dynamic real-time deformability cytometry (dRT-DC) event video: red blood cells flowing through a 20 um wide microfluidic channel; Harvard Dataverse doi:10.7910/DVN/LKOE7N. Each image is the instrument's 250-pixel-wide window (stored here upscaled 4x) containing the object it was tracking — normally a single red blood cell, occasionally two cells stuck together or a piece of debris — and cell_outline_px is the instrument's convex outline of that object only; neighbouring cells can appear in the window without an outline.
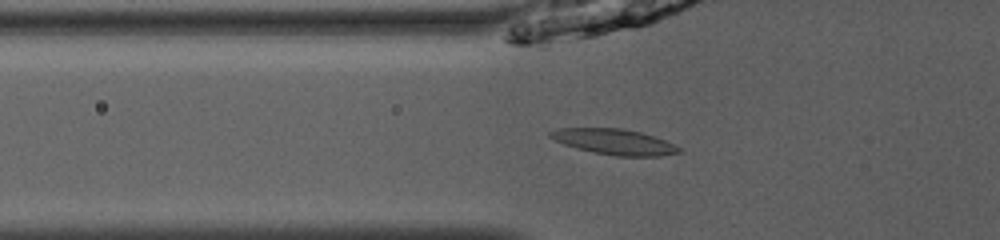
{"species": "common noctule bat (a hibernating species)", "species_latin": "Nyctalus noctula", "temperature_condition": "room temperature", "stored_images_in_passage": 44, "camera_frame_rate_fps": 3000, "um_per_image_px": 0.085, "animal": {"sex": "male", "body_mass_g": 13.0, "forearm_length_mm": 53.1}, "frame": {"image": 1, "passage_image": 12, "time_ms": 3.667, "image_size_px": [1000, 240], "cell_outline_px": [[680, 152], [660, 156], [616, 156], [592, 152], [576, 148], [564, 144], [548, 136], [548, 132], [560, 128], [624, 128], [656, 136], [680, 148]], "centroid_in_image_um": [52.2, 12.05], "position_along_channel_um": 73.6, "area_um2": 19.13}}
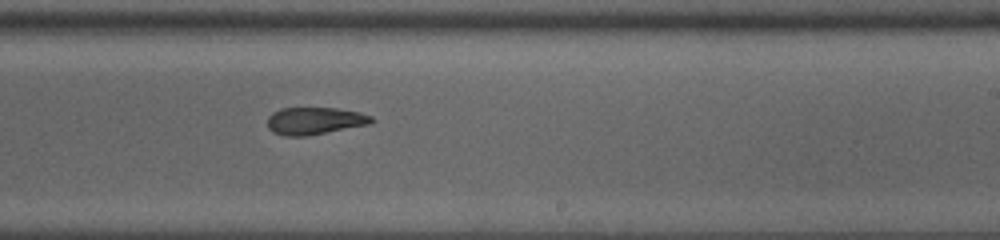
{"frame": {"image": 2, "passage_image": 26, "time_ms": 8.333, "image_size_px": [1000, 240], "cell_outline_px": [[376, 120], [368, 124], [304, 136], [284, 136], [272, 132], [268, 128], [268, 116], [272, 112], [280, 108], [336, 108], [360, 112], [372, 116]], "centroid_in_image_um": [26.72, 10.26], "position_along_channel_um": 262.3, "area_um2": 16.47}}
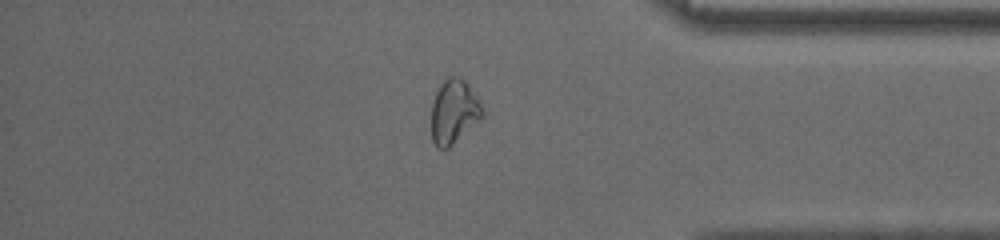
{"frame": {"image": 3, "passage_image": 37, "time_ms": 12.0, "image_size_px": [1000, 240], "cell_outline_px": [[484, 116], [448, 148], [436, 148], [432, 140], [432, 100], [440, 84], [448, 76], [460, 76], [468, 84], [476, 96], [484, 112]], "centroid_in_image_um": [38.57, 9.47], "position_along_channel_um": 396.6, "area_um2": 18.96}, "authors_computed_cell_mechanics": {"area_um2": 17.7446, "velocity_mm_per_s": 4.0275, "shape_relaxation_time_tau1_ms": 7.4796, "shape_relaxation_time_tau2_ms": 3.8382, "deformation_change_tau1": 0.2154, "deformation_change_tau2": 0.0868}}